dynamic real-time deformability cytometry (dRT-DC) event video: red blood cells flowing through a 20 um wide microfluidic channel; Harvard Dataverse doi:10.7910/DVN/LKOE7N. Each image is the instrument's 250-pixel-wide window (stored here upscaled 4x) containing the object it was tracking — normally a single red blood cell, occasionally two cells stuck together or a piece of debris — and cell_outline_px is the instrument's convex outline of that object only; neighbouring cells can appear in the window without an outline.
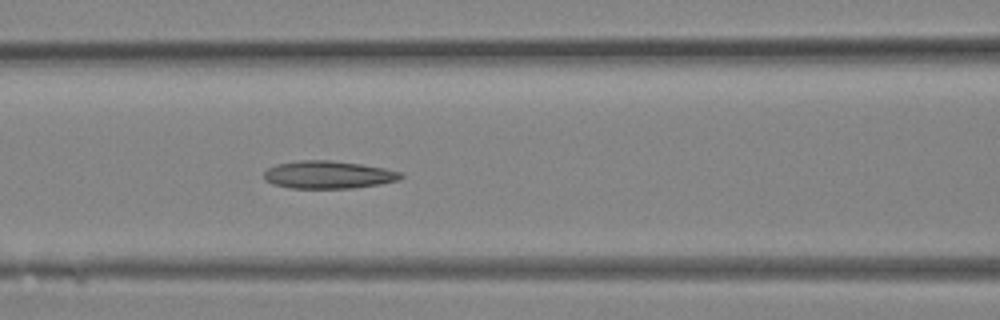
{"species": "Egyptian fruit bat (a non-hibernating species)", "species_latin": "Rousettus aegyptiacus", "temperature_condition": "room temperature", "stored_images_in_passage": 16, "camera_frame_rate_fps": 3000, "um_per_image_px": 0.085, "animal": {"sex": "female"}, "frame": {"image": 1, "passage_image": 14, "time_ms": 4.333, "image_size_px": [1000, 320], "cell_outline_px": [[404, 176], [400, 180], [380, 184], [352, 188], [292, 188], [272, 184], [264, 180], [264, 172], [268, 168], [276, 164], [300, 160], [332, 160], [360, 164], [384, 168], [404, 172]], "centroid_in_image_um": [27.93, 14.85], "position_along_channel_um": 138.7, "area_um2": 22.25}}
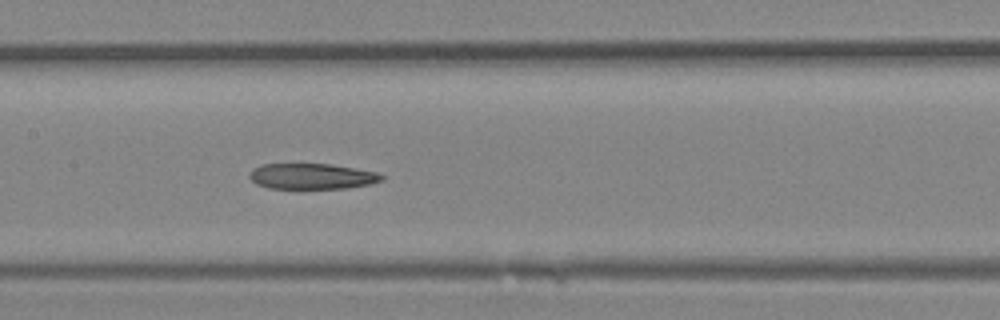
{"frame": {"image": 2, "passage_image": 16, "time_ms": 5.0, "image_size_px": [1000, 320], "cell_outline_px": [[384, 180], [372, 184], [348, 188], [268, 188], [256, 184], [248, 176], [248, 172], [252, 168], [260, 164], [332, 164], [356, 168], [376, 172], [384, 176]], "centroid_in_image_um": [26.5, 14.98], "position_along_channel_um": 180.9, "area_um2": 20.0}}